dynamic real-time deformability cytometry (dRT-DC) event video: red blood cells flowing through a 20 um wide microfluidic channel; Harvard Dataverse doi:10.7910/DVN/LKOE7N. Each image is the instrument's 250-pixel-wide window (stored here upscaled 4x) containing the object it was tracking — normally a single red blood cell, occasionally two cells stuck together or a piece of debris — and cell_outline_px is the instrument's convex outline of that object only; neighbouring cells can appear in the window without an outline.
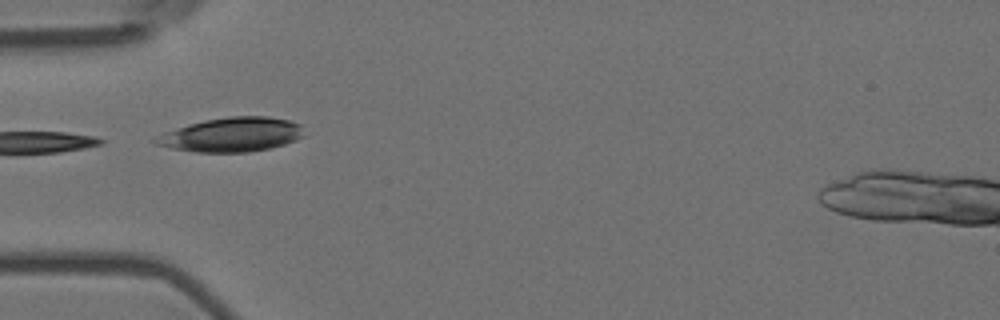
{"species": "Egyptian fruit bat (a non-hibernating species)", "species_latin": "Rousettus aegyptiacus", "temperature_condition": "room temperature", "stored_images_in_passage": 7, "camera_frame_rate_fps": 3000, "um_per_image_px": 0.085, "animal": {"sex": "female"}, "frame": {"image": 1, "passage_image": 5, "time_ms": 1.333, "image_size_px": [1000, 320], "cell_outline_px": [[304, 136], [296, 140], [272, 148], [248, 152], [196, 152], [172, 148], [156, 144], [152, 140], [164, 132], [188, 124], [204, 120], [228, 116], [268, 116], [288, 120], [300, 124]], "centroid_in_image_um": [19.7, 11.44], "position_along_channel_um": 65.3, "area_um2": 29.59}}
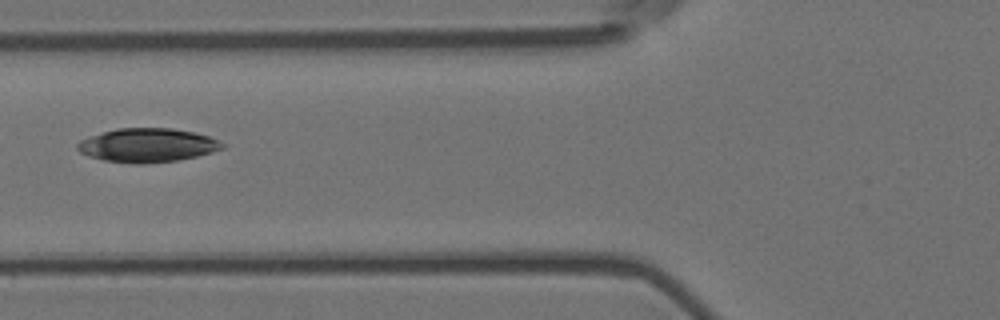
{"frame": {"image": 2, "passage_image": 6, "time_ms": 1.667, "image_size_px": [1000, 320], "cell_outline_px": [[228, 144], [224, 148], [212, 152], [196, 156], [176, 160], [140, 164], [136, 164], [104, 160], [88, 156], [80, 152], [76, 148], [76, 144], [80, 140], [88, 136], [116, 128], [172, 128], [192, 132], [208, 136]], "centroid_in_image_um": [12.51, 12.34], "position_along_channel_um": 113.3, "area_um2": 28.61}}
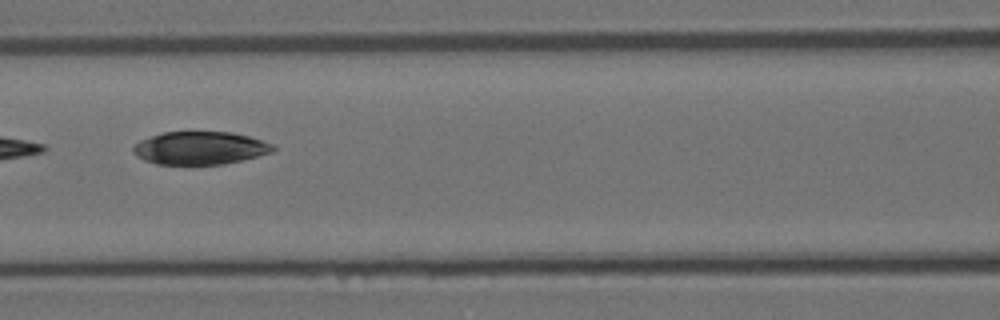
{"frame": {"image": 3, "passage_image": 7, "time_ms": 2.0, "image_size_px": [1000, 320], "cell_outline_px": [[276, 148], [272, 152], [224, 164], [156, 164], [144, 160], [136, 156], [132, 152], [132, 148], [140, 140], [164, 132], [232, 132], [248, 136], [272, 144]], "centroid_in_image_um": [16.97, 12.58], "position_along_channel_um": 149.6, "area_um2": 26.59}}